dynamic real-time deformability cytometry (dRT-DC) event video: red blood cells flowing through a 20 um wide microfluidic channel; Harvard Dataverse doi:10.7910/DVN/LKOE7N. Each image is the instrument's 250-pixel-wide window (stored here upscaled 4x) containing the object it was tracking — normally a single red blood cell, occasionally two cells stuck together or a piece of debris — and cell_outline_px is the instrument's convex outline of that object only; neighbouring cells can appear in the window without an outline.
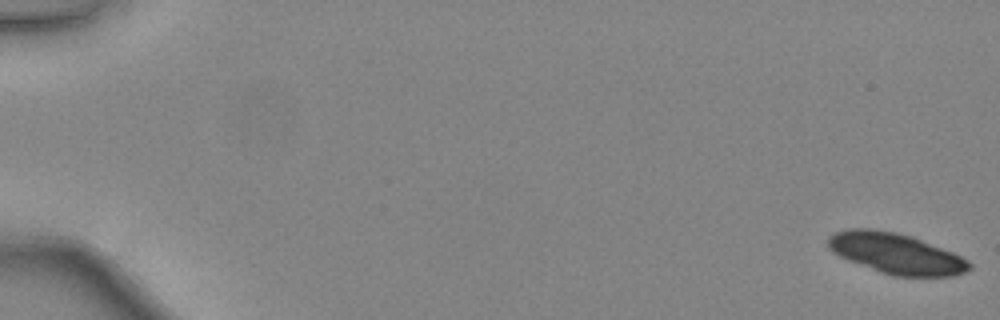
{"species": "common noctule bat (a hibernating species)", "species_latin": "Nyctalus noctula", "temperature_condition": "warm", "stored_images_in_passage": 13, "camera_frame_rate_fps": 3000, "um_per_image_px": 0.085, "animal": {"sex": "female", "body_mass_g": 24.6, "forearm_length_mm": 56.2}, "frame": {"image": 1, "passage_image": 1, "time_ms": 0.0, "image_size_px": [1000, 320], "cell_outline_px": [[972, 268], [964, 272], [952, 276], [892, 276], [880, 272], [848, 260], [832, 252], [828, 248], [828, 236], [836, 232], [848, 228], [872, 228], [896, 232], [912, 236], [952, 252], [968, 260], [972, 264]], "centroid_in_image_um": [76.14, 21.54], "position_along_channel_um": 8.9, "area_um2": 33.47}}